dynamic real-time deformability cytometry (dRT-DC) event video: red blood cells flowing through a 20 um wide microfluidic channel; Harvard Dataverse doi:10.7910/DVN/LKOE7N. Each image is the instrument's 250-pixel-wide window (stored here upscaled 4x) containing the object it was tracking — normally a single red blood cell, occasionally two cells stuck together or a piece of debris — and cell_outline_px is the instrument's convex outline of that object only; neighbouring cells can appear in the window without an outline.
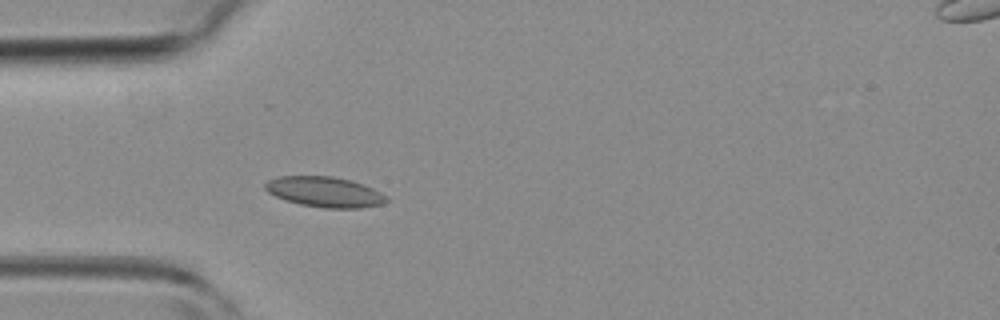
{"species": "common noctule bat (a hibernating species)", "species_latin": "Nyctalus noctula", "temperature_condition": "room temperature", "stored_images_in_passage": 1, "camera_frame_rate_fps": 3000, "um_per_image_px": 0.085, "animal": {"sex": "female", "body_mass_g": 19.3, "forearm_length_mm": 54.1}, "frame": {"image": 1, "passage_image": 1, "time_ms": 0.0, "image_size_px": [1000, 320], "cell_outline_px": [[388, 200], [384, 204], [360, 208], [324, 208], [300, 204], [284, 200], [268, 192], [264, 188], [264, 184], [268, 180], [280, 176], [332, 176], [352, 180], [372, 188], [388, 196]], "centroid_in_image_um": [27.61, 16.31], "position_along_channel_um": 57.4, "area_um2": 21.56}}